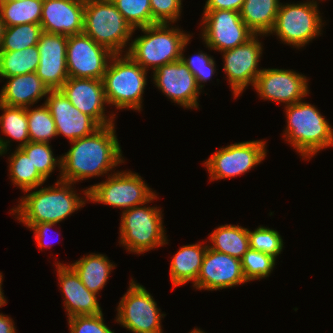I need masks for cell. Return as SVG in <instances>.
<instances>
[{
	"instance_id": "obj_1",
	"label": "cell",
	"mask_w": 333,
	"mask_h": 333,
	"mask_svg": "<svg viewBox=\"0 0 333 333\" xmlns=\"http://www.w3.org/2000/svg\"><path fill=\"white\" fill-rule=\"evenodd\" d=\"M115 124L101 126L93 134L69 142L71 148L61 156L58 180L76 183L103 176L124 163Z\"/></svg>"
},
{
	"instance_id": "obj_2",
	"label": "cell",
	"mask_w": 333,
	"mask_h": 333,
	"mask_svg": "<svg viewBox=\"0 0 333 333\" xmlns=\"http://www.w3.org/2000/svg\"><path fill=\"white\" fill-rule=\"evenodd\" d=\"M72 185L74 183L57 180L54 186L43 187L39 190L36 187L25 191L24 193H29L19 198V204L11 209L10 214H16L15 219L28 228L40 222L56 223L57 225L88 201V188L83 190V195L86 196L83 199L74 191L75 188H72Z\"/></svg>"
},
{
	"instance_id": "obj_3",
	"label": "cell",
	"mask_w": 333,
	"mask_h": 333,
	"mask_svg": "<svg viewBox=\"0 0 333 333\" xmlns=\"http://www.w3.org/2000/svg\"><path fill=\"white\" fill-rule=\"evenodd\" d=\"M284 107L287 121L284 138L304 160L333 146V128L315 105L301 100Z\"/></svg>"
},
{
	"instance_id": "obj_4",
	"label": "cell",
	"mask_w": 333,
	"mask_h": 333,
	"mask_svg": "<svg viewBox=\"0 0 333 333\" xmlns=\"http://www.w3.org/2000/svg\"><path fill=\"white\" fill-rule=\"evenodd\" d=\"M171 26V28H170ZM144 35L131 40L127 55L146 71L181 59L182 48L192 36L167 23L138 28Z\"/></svg>"
},
{
	"instance_id": "obj_5",
	"label": "cell",
	"mask_w": 333,
	"mask_h": 333,
	"mask_svg": "<svg viewBox=\"0 0 333 333\" xmlns=\"http://www.w3.org/2000/svg\"><path fill=\"white\" fill-rule=\"evenodd\" d=\"M147 73L127 54L113 55L102 79L108 105L119 110L132 109L140 112Z\"/></svg>"
},
{
	"instance_id": "obj_6",
	"label": "cell",
	"mask_w": 333,
	"mask_h": 333,
	"mask_svg": "<svg viewBox=\"0 0 333 333\" xmlns=\"http://www.w3.org/2000/svg\"><path fill=\"white\" fill-rule=\"evenodd\" d=\"M83 32L115 55L127 53L135 29L111 0H85Z\"/></svg>"
},
{
	"instance_id": "obj_7",
	"label": "cell",
	"mask_w": 333,
	"mask_h": 333,
	"mask_svg": "<svg viewBox=\"0 0 333 333\" xmlns=\"http://www.w3.org/2000/svg\"><path fill=\"white\" fill-rule=\"evenodd\" d=\"M135 206L122 211L120 241L127 251L143 254L168 244L159 207Z\"/></svg>"
},
{
	"instance_id": "obj_8",
	"label": "cell",
	"mask_w": 333,
	"mask_h": 333,
	"mask_svg": "<svg viewBox=\"0 0 333 333\" xmlns=\"http://www.w3.org/2000/svg\"><path fill=\"white\" fill-rule=\"evenodd\" d=\"M107 179L88 188V200L102 203L123 211L152 202L157 195L138 174L117 171L107 174Z\"/></svg>"
},
{
	"instance_id": "obj_9",
	"label": "cell",
	"mask_w": 333,
	"mask_h": 333,
	"mask_svg": "<svg viewBox=\"0 0 333 333\" xmlns=\"http://www.w3.org/2000/svg\"><path fill=\"white\" fill-rule=\"evenodd\" d=\"M306 1L297 4L280 3L274 28L269 35L274 33L282 43L298 49L321 35L325 24L317 0Z\"/></svg>"
},
{
	"instance_id": "obj_10",
	"label": "cell",
	"mask_w": 333,
	"mask_h": 333,
	"mask_svg": "<svg viewBox=\"0 0 333 333\" xmlns=\"http://www.w3.org/2000/svg\"><path fill=\"white\" fill-rule=\"evenodd\" d=\"M127 292L121 298L117 309L116 322L133 333H163L161 313L157 302L143 285L133 279Z\"/></svg>"
},
{
	"instance_id": "obj_11",
	"label": "cell",
	"mask_w": 333,
	"mask_h": 333,
	"mask_svg": "<svg viewBox=\"0 0 333 333\" xmlns=\"http://www.w3.org/2000/svg\"><path fill=\"white\" fill-rule=\"evenodd\" d=\"M266 141L253 140L221 147L204 162L211 181L233 178L260 164L267 154Z\"/></svg>"
},
{
	"instance_id": "obj_12",
	"label": "cell",
	"mask_w": 333,
	"mask_h": 333,
	"mask_svg": "<svg viewBox=\"0 0 333 333\" xmlns=\"http://www.w3.org/2000/svg\"><path fill=\"white\" fill-rule=\"evenodd\" d=\"M201 23L206 48L221 53L242 45L255 35L237 11L203 10Z\"/></svg>"
},
{
	"instance_id": "obj_13",
	"label": "cell",
	"mask_w": 333,
	"mask_h": 333,
	"mask_svg": "<svg viewBox=\"0 0 333 333\" xmlns=\"http://www.w3.org/2000/svg\"><path fill=\"white\" fill-rule=\"evenodd\" d=\"M113 55L84 32L68 36L66 49L68 76L102 80Z\"/></svg>"
},
{
	"instance_id": "obj_14",
	"label": "cell",
	"mask_w": 333,
	"mask_h": 333,
	"mask_svg": "<svg viewBox=\"0 0 333 333\" xmlns=\"http://www.w3.org/2000/svg\"><path fill=\"white\" fill-rule=\"evenodd\" d=\"M258 36L264 34H255L247 42L233 49L223 51V70L226 73L227 80L234 98L249 86L255 84L259 69V59L262 56L263 45L259 42Z\"/></svg>"
},
{
	"instance_id": "obj_15",
	"label": "cell",
	"mask_w": 333,
	"mask_h": 333,
	"mask_svg": "<svg viewBox=\"0 0 333 333\" xmlns=\"http://www.w3.org/2000/svg\"><path fill=\"white\" fill-rule=\"evenodd\" d=\"M308 86L307 77L294 70L263 68L253 87L261 99L288 106L307 97Z\"/></svg>"
},
{
	"instance_id": "obj_16",
	"label": "cell",
	"mask_w": 333,
	"mask_h": 333,
	"mask_svg": "<svg viewBox=\"0 0 333 333\" xmlns=\"http://www.w3.org/2000/svg\"><path fill=\"white\" fill-rule=\"evenodd\" d=\"M153 83L171 101L187 109H198L201 89L194 74L180 59L153 72Z\"/></svg>"
},
{
	"instance_id": "obj_17",
	"label": "cell",
	"mask_w": 333,
	"mask_h": 333,
	"mask_svg": "<svg viewBox=\"0 0 333 333\" xmlns=\"http://www.w3.org/2000/svg\"><path fill=\"white\" fill-rule=\"evenodd\" d=\"M248 283L241 260L207 247L203 263L193 287L205 290H220Z\"/></svg>"
},
{
	"instance_id": "obj_18",
	"label": "cell",
	"mask_w": 333,
	"mask_h": 333,
	"mask_svg": "<svg viewBox=\"0 0 333 333\" xmlns=\"http://www.w3.org/2000/svg\"><path fill=\"white\" fill-rule=\"evenodd\" d=\"M60 90L73 106L92 117L100 126L115 124L116 114L110 117L105 114V105L108 103L102 80L69 77Z\"/></svg>"
},
{
	"instance_id": "obj_19",
	"label": "cell",
	"mask_w": 333,
	"mask_h": 333,
	"mask_svg": "<svg viewBox=\"0 0 333 333\" xmlns=\"http://www.w3.org/2000/svg\"><path fill=\"white\" fill-rule=\"evenodd\" d=\"M44 103L54 119L57 136L63 135L69 142L89 136L101 127L73 106L61 90H50Z\"/></svg>"
},
{
	"instance_id": "obj_20",
	"label": "cell",
	"mask_w": 333,
	"mask_h": 333,
	"mask_svg": "<svg viewBox=\"0 0 333 333\" xmlns=\"http://www.w3.org/2000/svg\"><path fill=\"white\" fill-rule=\"evenodd\" d=\"M68 36L42 32L37 43L39 65L36 74L49 90H60L69 78L66 62Z\"/></svg>"
},
{
	"instance_id": "obj_21",
	"label": "cell",
	"mask_w": 333,
	"mask_h": 333,
	"mask_svg": "<svg viewBox=\"0 0 333 333\" xmlns=\"http://www.w3.org/2000/svg\"><path fill=\"white\" fill-rule=\"evenodd\" d=\"M85 0H43V32L72 36L83 33Z\"/></svg>"
},
{
	"instance_id": "obj_22",
	"label": "cell",
	"mask_w": 333,
	"mask_h": 333,
	"mask_svg": "<svg viewBox=\"0 0 333 333\" xmlns=\"http://www.w3.org/2000/svg\"><path fill=\"white\" fill-rule=\"evenodd\" d=\"M55 265L67 318L103 313L97 294L85 287L75 270L70 265L60 262Z\"/></svg>"
},
{
	"instance_id": "obj_23",
	"label": "cell",
	"mask_w": 333,
	"mask_h": 333,
	"mask_svg": "<svg viewBox=\"0 0 333 333\" xmlns=\"http://www.w3.org/2000/svg\"><path fill=\"white\" fill-rule=\"evenodd\" d=\"M7 82L0 91V103L8 106L31 107L43 97H47L49 88L40 79L36 72L1 77Z\"/></svg>"
},
{
	"instance_id": "obj_24",
	"label": "cell",
	"mask_w": 333,
	"mask_h": 333,
	"mask_svg": "<svg viewBox=\"0 0 333 333\" xmlns=\"http://www.w3.org/2000/svg\"><path fill=\"white\" fill-rule=\"evenodd\" d=\"M208 245L201 243L182 246L172 257L170 277L173 287L196 282Z\"/></svg>"
},
{
	"instance_id": "obj_25",
	"label": "cell",
	"mask_w": 333,
	"mask_h": 333,
	"mask_svg": "<svg viewBox=\"0 0 333 333\" xmlns=\"http://www.w3.org/2000/svg\"><path fill=\"white\" fill-rule=\"evenodd\" d=\"M69 265L85 287L96 294L105 287L112 269L116 267L106 255L99 253H90Z\"/></svg>"
},
{
	"instance_id": "obj_26",
	"label": "cell",
	"mask_w": 333,
	"mask_h": 333,
	"mask_svg": "<svg viewBox=\"0 0 333 333\" xmlns=\"http://www.w3.org/2000/svg\"><path fill=\"white\" fill-rule=\"evenodd\" d=\"M280 0H245L241 19L254 34L268 35L273 30Z\"/></svg>"
},
{
	"instance_id": "obj_27",
	"label": "cell",
	"mask_w": 333,
	"mask_h": 333,
	"mask_svg": "<svg viewBox=\"0 0 333 333\" xmlns=\"http://www.w3.org/2000/svg\"><path fill=\"white\" fill-rule=\"evenodd\" d=\"M209 241L208 248L240 260L250 248L248 228L239 225H220L211 232Z\"/></svg>"
},
{
	"instance_id": "obj_28",
	"label": "cell",
	"mask_w": 333,
	"mask_h": 333,
	"mask_svg": "<svg viewBox=\"0 0 333 333\" xmlns=\"http://www.w3.org/2000/svg\"><path fill=\"white\" fill-rule=\"evenodd\" d=\"M8 159L10 181L23 192L39 188L45 183L46 179L37 171L21 148H16Z\"/></svg>"
},
{
	"instance_id": "obj_29",
	"label": "cell",
	"mask_w": 333,
	"mask_h": 333,
	"mask_svg": "<svg viewBox=\"0 0 333 333\" xmlns=\"http://www.w3.org/2000/svg\"><path fill=\"white\" fill-rule=\"evenodd\" d=\"M43 0L0 1V15L6 27L40 24Z\"/></svg>"
},
{
	"instance_id": "obj_30",
	"label": "cell",
	"mask_w": 333,
	"mask_h": 333,
	"mask_svg": "<svg viewBox=\"0 0 333 333\" xmlns=\"http://www.w3.org/2000/svg\"><path fill=\"white\" fill-rule=\"evenodd\" d=\"M39 65L38 46L18 51H0V77L36 72Z\"/></svg>"
},
{
	"instance_id": "obj_31",
	"label": "cell",
	"mask_w": 333,
	"mask_h": 333,
	"mask_svg": "<svg viewBox=\"0 0 333 333\" xmlns=\"http://www.w3.org/2000/svg\"><path fill=\"white\" fill-rule=\"evenodd\" d=\"M0 110L3 111L0 115L1 132L19 142L16 148L25 146L30 141L26 108L0 103Z\"/></svg>"
},
{
	"instance_id": "obj_32",
	"label": "cell",
	"mask_w": 333,
	"mask_h": 333,
	"mask_svg": "<svg viewBox=\"0 0 333 333\" xmlns=\"http://www.w3.org/2000/svg\"><path fill=\"white\" fill-rule=\"evenodd\" d=\"M26 111L31 142L49 143L57 136L54 119L45 103L34 109L27 107Z\"/></svg>"
},
{
	"instance_id": "obj_33",
	"label": "cell",
	"mask_w": 333,
	"mask_h": 333,
	"mask_svg": "<svg viewBox=\"0 0 333 333\" xmlns=\"http://www.w3.org/2000/svg\"><path fill=\"white\" fill-rule=\"evenodd\" d=\"M40 24H22L6 27L0 51H18L36 46L42 33Z\"/></svg>"
},
{
	"instance_id": "obj_34",
	"label": "cell",
	"mask_w": 333,
	"mask_h": 333,
	"mask_svg": "<svg viewBox=\"0 0 333 333\" xmlns=\"http://www.w3.org/2000/svg\"><path fill=\"white\" fill-rule=\"evenodd\" d=\"M21 149L30 158L33 166L47 180L50 174L56 169H60L61 174V156L56 158L49 143L29 141Z\"/></svg>"
},
{
	"instance_id": "obj_35",
	"label": "cell",
	"mask_w": 333,
	"mask_h": 333,
	"mask_svg": "<svg viewBox=\"0 0 333 333\" xmlns=\"http://www.w3.org/2000/svg\"><path fill=\"white\" fill-rule=\"evenodd\" d=\"M123 18L138 29L152 25L150 0H111Z\"/></svg>"
},
{
	"instance_id": "obj_36",
	"label": "cell",
	"mask_w": 333,
	"mask_h": 333,
	"mask_svg": "<svg viewBox=\"0 0 333 333\" xmlns=\"http://www.w3.org/2000/svg\"><path fill=\"white\" fill-rule=\"evenodd\" d=\"M242 270L248 282L267 278L276 264V258L249 248L241 259Z\"/></svg>"
},
{
	"instance_id": "obj_37",
	"label": "cell",
	"mask_w": 333,
	"mask_h": 333,
	"mask_svg": "<svg viewBox=\"0 0 333 333\" xmlns=\"http://www.w3.org/2000/svg\"><path fill=\"white\" fill-rule=\"evenodd\" d=\"M250 248L277 258L283 251V239L279 232L259 226L254 231L248 230Z\"/></svg>"
},
{
	"instance_id": "obj_38",
	"label": "cell",
	"mask_w": 333,
	"mask_h": 333,
	"mask_svg": "<svg viewBox=\"0 0 333 333\" xmlns=\"http://www.w3.org/2000/svg\"><path fill=\"white\" fill-rule=\"evenodd\" d=\"M191 37L185 42L182 48L181 60L194 74L198 87L202 90L205 82L210 81L212 76L216 73V64L213 56L199 51L195 55L186 58L183 54L186 46L189 44ZM202 83V84H201Z\"/></svg>"
},
{
	"instance_id": "obj_39",
	"label": "cell",
	"mask_w": 333,
	"mask_h": 333,
	"mask_svg": "<svg viewBox=\"0 0 333 333\" xmlns=\"http://www.w3.org/2000/svg\"><path fill=\"white\" fill-rule=\"evenodd\" d=\"M70 333H115L104 323L103 313L68 318Z\"/></svg>"
},
{
	"instance_id": "obj_40",
	"label": "cell",
	"mask_w": 333,
	"mask_h": 333,
	"mask_svg": "<svg viewBox=\"0 0 333 333\" xmlns=\"http://www.w3.org/2000/svg\"><path fill=\"white\" fill-rule=\"evenodd\" d=\"M152 25L156 23L172 24L181 16L182 0H150Z\"/></svg>"
},
{
	"instance_id": "obj_41",
	"label": "cell",
	"mask_w": 333,
	"mask_h": 333,
	"mask_svg": "<svg viewBox=\"0 0 333 333\" xmlns=\"http://www.w3.org/2000/svg\"><path fill=\"white\" fill-rule=\"evenodd\" d=\"M245 0H207L204 10H232L240 12Z\"/></svg>"
},
{
	"instance_id": "obj_42",
	"label": "cell",
	"mask_w": 333,
	"mask_h": 333,
	"mask_svg": "<svg viewBox=\"0 0 333 333\" xmlns=\"http://www.w3.org/2000/svg\"><path fill=\"white\" fill-rule=\"evenodd\" d=\"M56 223L50 222H40L33 224L29 229L33 230L34 238L38 244V248L43 250V248L49 247L51 248L52 245H49V242H45L47 239L48 231L54 226ZM47 243V244H46Z\"/></svg>"
},
{
	"instance_id": "obj_43",
	"label": "cell",
	"mask_w": 333,
	"mask_h": 333,
	"mask_svg": "<svg viewBox=\"0 0 333 333\" xmlns=\"http://www.w3.org/2000/svg\"><path fill=\"white\" fill-rule=\"evenodd\" d=\"M11 317L0 313V333H17Z\"/></svg>"
},
{
	"instance_id": "obj_44",
	"label": "cell",
	"mask_w": 333,
	"mask_h": 333,
	"mask_svg": "<svg viewBox=\"0 0 333 333\" xmlns=\"http://www.w3.org/2000/svg\"><path fill=\"white\" fill-rule=\"evenodd\" d=\"M11 141L10 138L4 139V137H0V156L7 154Z\"/></svg>"
},
{
	"instance_id": "obj_45",
	"label": "cell",
	"mask_w": 333,
	"mask_h": 333,
	"mask_svg": "<svg viewBox=\"0 0 333 333\" xmlns=\"http://www.w3.org/2000/svg\"><path fill=\"white\" fill-rule=\"evenodd\" d=\"M2 278H3V275L0 272V308L7 304V300L5 299L4 293H3V290H2V281H3Z\"/></svg>"
},
{
	"instance_id": "obj_46",
	"label": "cell",
	"mask_w": 333,
	"mask_h": 333,
	"mask_svg": "<svg viewBox=\"0 0 333 333\" xmlns=\"http://www.w3.org/2000/svg\"><path fill=\"white\" fill-rule=\"evenodd\" d=\"M5 29H6V25H5L4 21L1 18V15H0V46H1V43H2V40H3Z\"/></svg>"
},
{
	"instance_id": "obj_47",
	"label": "cell",
	"mask_w": 333,
	"mask_h": 333,
	"mask_svg": "<svg viewBox=\"0 0 333 333\" xmlns=\"http://www.w3.org/2000/svg\"><path fill=\"white\" fill-rule=\"evenodd\" d=\"M189 333H205L204 331H202L200 328H195L192 331H190Z\"/></svg>"
},
{
	"instance_id": "obj_48",
	"label": "cell",
	"mask_w": 333,
	"mask_h": 333,
	"mask_svg": "<svg viewBox=\"0 0 333 333\" xmlns=\"http://www.w3.org/2000/svg\"><path fill=\"white\" fill-rule=\"evenodd\" d=\"M0 1H24V0H0Z\"/></svg>"
}]
</instances>
